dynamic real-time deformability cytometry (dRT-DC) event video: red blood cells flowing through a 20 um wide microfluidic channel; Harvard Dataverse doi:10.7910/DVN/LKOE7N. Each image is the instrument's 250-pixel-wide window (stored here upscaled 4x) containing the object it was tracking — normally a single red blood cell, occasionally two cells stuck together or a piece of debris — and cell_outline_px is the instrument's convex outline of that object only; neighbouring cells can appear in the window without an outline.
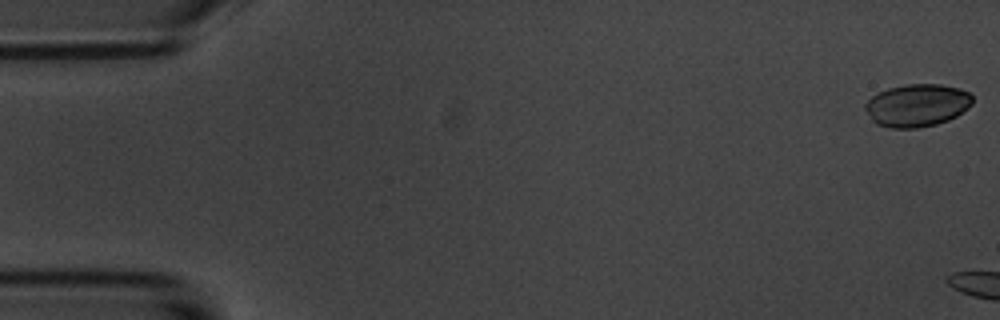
{"species": "common noctule bat (a hibernating species)", "species_latin": "Nyctalus noctula", "temperature_condition": "room temperature", "stored_images_in_passage": 5, "camera_frame_rate_fps": 3000, "um_per_image_px": 0.085, "animal": {"sex": "male", "body_mass_g": 20.1, "forearm_length_mm": 53.5}, "frame": {"image": 1, "passage_image": 1, "time_ms": 0.0, "image_size_px": [1000, 320], "cell_outline_px": [[972, 104], [968, 108], [956, 116], [948, 120], [936, 124], [916, 128], [888, 128], [876, 124], [872, 120], [864, 108], [864, 104], [872, 96], [888, 88], [904, 84], [940, 84], [960, 88], [968, 92], [972, 96]], "centroid_in_image_um": [77.94, 8.95], "position_along_channel_um": 7.1, "area_um2": 26.76}}